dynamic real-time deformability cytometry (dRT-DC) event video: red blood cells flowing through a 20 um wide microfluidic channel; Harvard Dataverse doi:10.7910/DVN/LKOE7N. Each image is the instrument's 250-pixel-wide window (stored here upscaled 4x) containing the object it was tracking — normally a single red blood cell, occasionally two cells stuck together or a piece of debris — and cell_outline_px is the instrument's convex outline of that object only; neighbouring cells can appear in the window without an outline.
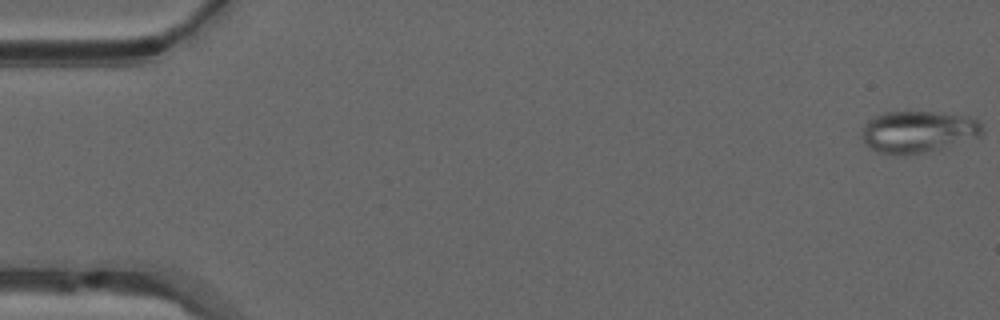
{"species": "common noctule bat (a hibernating species)", "species_latin": "Nyctalus noctula", "temperature_condition": "warm", "stored_images_in_passage": 51, "camera_frame_rate_fps": 3000, "um_per_image_px": 0.085, "animal": {"sex": "male", "forearm_length_mm": 52.5}, "frame": {"image": 1, "passage_image": 1, "time_ms": 0.0, "image_size_px": [1000, 320], "cell_outline_px": [[984, 132], [980, 136], [940, 148], [924, 152], [904, 156], [892, 156], [880, 152], [864, 144], [860, 136], [860, 132], [864, 124], [868, 120], [884, 112], [932, 112], [972, 116], [980, 120], [984, 128]], "centroid_in_image_um": [78.02, 11.2], "position_along_channel_um": 7.0, "area_um2": 29.71}}
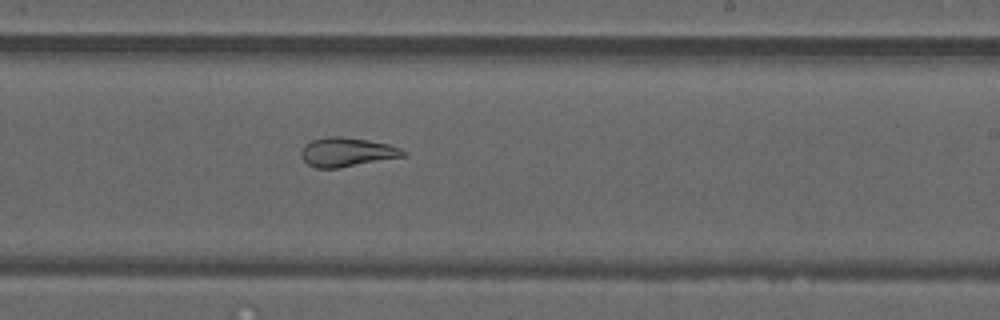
{"frame": {"image": 2, "passage_image": 31, "time_ms": 10.0, "image_size_px": [1000, 320], "cell_outline_px": [[408, 152], [404, 156], [340, 168], [316, 168], [308, 164], [300, 156], [300, 152], [304, 144], [312, 140], [328, 136], [340, 136], [368, 140], [388, 144], [400, 148]], "centroid_in_image_um": [29.46, 12.93], "position_along_channel_um": 259.5, "area_um2": 17.34}}
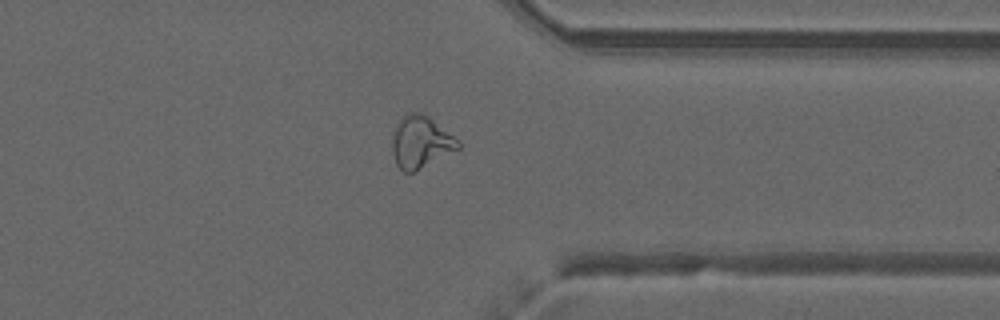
{"frame": {"image": 3, "passage_image": 40, "time_ms": 13.0, "image_size_px": [1000, 320], "cell_outline_px": [[460, 148], [412, 172], [404, 172], [396, 164], [392, 152], [392, 136], [396, 124], [408, 112], [420, 112], [428, 116], [452, 136], [460, 144]], "centroid_in_image_um": [35.71, 12.07], "position_along_channel_um": 375.7, "area_um2": 19.48}, "authors_computed_cell_mechanics": {"area_um2": 22.1374, "velocity_mm_per_s": 4.0164, "shape_relaxation_time_tau1_ms": null, "shape_relaxation_time_tau2_ms": 1.2506, "deformation_change_tau1": null, "deformation_change_tau2": 0.0967}}